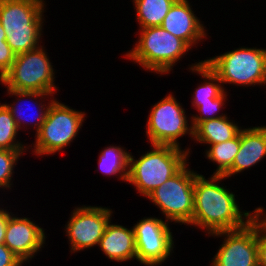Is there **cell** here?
Returning <instances> with one entry per match:
<instances>
[{
    "label": "cell",
    "instance_id": "cell-1",
    "mask_svg": "<svg viewBox=\"0 0 266 266\" xmlns=\"http://www.w3.org/2000/svg\"><path fill=\"white\" fill-rule=\"evenodd\" d=\"M224 178L214 174L209 180L199 174L195 177L194 213L190 225L205 228L208 234L242 228L254 217L252 212H240L235 195L216 183Z\"/></svg>",
    "mask_w": 266,
    "mask_h": 266
},
{
    "label": "cell",
    "instance_id": "cell-2",
    "mask_svg": "<svg viewBox=\"0 0 266 266\" xmlns=\"http://www.w3.org/2000/svg\"><path fill=\"white\" fill-rule=\"evenodd\" d=\"M54 70L45 51L38 46L16 55L9 71L0 80L9 94L22 98L49 96L56 90Z\"/></svg>",
    "mask_w": 266,
    "mask_h": 266
},
{
    "label": "cell",
    "instance_id": "cell-3",
    "mask_svg": "<svg viewBox=\"0 0 266 266\" xmlns=\"http://www.w3.org/2000/svg\"><path fill=\"white\" fill-rule=\"evenodd\" d=\"M44 0H0V23L7 43L18 55L38 47Z\"/></svg>",
    "mask_w": 266,
    "mask_h": 266
},
{
    "label": "cell",
    "instance_id": "cell-4",
    "mask_svg": "<svg viewBox=\"0 0 266 266\" xmlns=\"http://www.w3.org/2000/svg\"><path fill=\"white\" fill-rule=\"evenodd\" d=\"M153 150L134 160L129 154L127 182L134 184L138 192L148 196L154 189L175 175L187 162L188 149L171 145H152Z\"/></svg>",
    "mask_w": 266,
    "mask_h": 266
},
{
    "label": "cell",
    "instance_id": "cell-5",
    "mask_svg": "<svg viewBox=\"0 0 266 266\" xmlns=\"http://www.w3.org/2000/svg\"><path fill=\"white\" fill-rule=\"evenodd\" d=\"M135 48L126 54L144 68L156 73H169L172 66L190 50L182 39L175 37L162 26L142 28Z\"/></svg>",
    "mask_w": 266,
    "mask_h": 266
},
{
    "label": "cell",
    "instance_id": "cell-6",
    "mask_svg": "<svg viewBox=\"0 0 266 266\" xmlns=\"http://www.w3.org/2000/svg\"><path fill=\"white\" fill-rule=\"evenodd\" d=\"M222 83H266V49L239 48L203 61Z\"/></svg>",
    "mask_w": 266,
    "mask_h": 266
},
{
    "label": "cell",
    "instance_id": "cell-7",
    "mask_svg": "<svg viewBox=\"0 0 266 266\" xmlns=\"http://www.w3.org/2000/svg\"><path fill=\"white\" fill-rule=\"evenodd\" d=\"M187 163L148 196L165 214L166 222L190 224L194 213V182L198 175Z\"/></svg>",
    "mask_w": 266,
    "mask_h": 266
},
{
    "label": "cell",
    "instance_id": "cell-8",
    "mask_svg": "<svg viewBox=\"0 0 266 266\" xmlns=\"http://www.w3.org/2000/svg\"><path fill=\"white\" fill-rule=\"evenodd\" d=\"M46 120L36 132L33 152L38 155L54 154L67 146L76 137L82 126L85 113L51 100Z\"/></svg>",
    "mask_w": 266,
    "mask_h": 266
},
{
    "label": "cell",
    "instance_id": "cell-9",
    "mask_svg": "<svg viewBox=\"0 0 266 266\" xmlns=\"http://www.w3.org/2000/svg\"><path fill=\"white\" fill-rule=\"evenodd\" d=\"M186 119L185 110L172 94L163 98L153 106L147 121L146 134L151 144L180 148L178 138L187 133L193 137V127H188Z\"/></svg>",
    "mask_w": 266,
    "mask_h": 266
},
{
    "label": "cell",
    "instance_id": "cell-10",
    "mask_svg": "<svg viewBox=\"0 0 266 266\" xmlns=\"http://www.w3.org/2000/svg\"><path fill=\"white\" fill-rule=\"evenodd\" d=\"M136 259L148 266L160 265L173 250V237L168 224L158 218H144L133 227Z\"/></svg>",
    "mask_w": 266,
    "mask_h": 266
},
{
    "label": "cell",
    "instance_id": "cell-11",
    "mask_svg": "<svg viewBox=\"0 0 266 266\" xmlns=\"http://www.w3.org/2000/svg\"><path fill=\"white\" fill-rule=\"evenodd\" d=\"M211 235L227 237L211 266H258L257 221L254 217L242 228Z\"/></svg>",
    "mask_w": 266,
    "mask_h": 266
},
{
    "label": "cell",
    "instance_id": "cell-12",
    "mask_svg": "<svg viewBox=\"0 0 266 266\" xmlns=\"http://www.w3.org/2000/svg\"><path fill=\"white\" fill-rule=\"evenodd\" d=\"M111 210L103 207L84 206L75 208L65 231L71 250L77 251L99 245L105 228L110 221Z\"/></svg>",
    "mask_w": 266,
    "mask_h": 266
},
{
    "label": "cell",
    "instance_id": "cell-13",
    "mask_svg": "<svg viewBox=\"0 0 266 266\" xmlns=\"http://www.w3.org/2000/svg\"><path fill=\"white\" fill-rule=\"evenodd\" d=\"M44 230L28 218L8 217L4 244L24 263L43 247Z\"/></svg>",
    "mask_w": 266,
    "mask_h": 266
},
{
    "label": "cell",
    "instance_id": "cell-14",
    "mask_svg": "<svg viewBox=\"0 0 266 266\" xmlns=\"http://www.w3.org/2000/svg\"><path fill=\"white\" fill-rule=\"evenodd\" d=\"M161 26L190 47L206 36L203 24L194 15L188 0H176Z\"/></svg>",
    "mask_w": 266,
    "mask_h": 266
},
{
    "label": "cell",
    "instance_id": "cell-15",
    "mask_svg": "<svg viewBox=\"0 0 266 266\" xmlns=\"http://www.w3.org/2000/svg\"><path fill=\"white\" fill-rule=\"evenodd\" d=\"M266 156V126L253 127L240 130V148L235 156L232 166L223 174L231 175L240 173L257 164Z\"/></svg>",
    "mask_w": 266,
    "mask_h": 266
},
{
    "label": "cell",
    "instance_id": "cell-16",
    "mask_svg": "<svg viewBox=\"0 0 266 266\" xmlns=\"http://www.w3.org/2000/svg\"><path fill=\"white\" fill-rule=\"evenodd\" d=\"M110 223L109 221L98 245L103 253L118 262L136 258L134 229Z\"/></svg>",
    "mask_w": 266,
    "mask_h": 266
},
{
    "label": "cell",
    "instance_id": "cell-17",
    "mask_svg": "<svg viewBox=\"0 0 266 266\" xmlns=\"http://www.w3.org/2000/svg\"><path fill=\"white\" fill-rule=\"evenodd\" d=\"M240 130L241 128L230 122L224 114L222 117L200 122L193 129V137L201 144L203 142L213 145L233 139Z\"/></svg>",
    "mask_w": 266,
    "mask_h": 266
},
{
    "label": "cell",
    "instance_id": "cell-18",
    "mask_svg": "<svg viewBox=\"0 0 266 266\" xmlns=\"http://www.w3.org/2000/svg\"><path fill=\"white\" fill-rule=\"evenodd\" d=\"M176 0H133L141 28L161 26Z\"/></svg>",
    "mask_w": 266,
    "mask_h": 266
},
{
    "label": "cell",
    "instance_id": "cell-19",
    "mask_svg": "<svg viewBox=\"0 0 266 266\" xmlns=\"http://www.w3.org/2000/svg\"><path fill=\"white\" fill-rule=\"evenodd\" d=\"M191 70L201 74L206 81L210 80L209 82H205V84L203 83L195 90V95L193 96L194 101L192 103L193 106H196L198 103L213 101L225 93L224 88L218 84V82L222 83L221 80L203 61L197 63L196 65L194 64V66L191 67Z\"/></svg>",
    "mask_w": 266,
    "mask_h": 266
},
{
    "label": "cell",
    "instance_id": "cell-20",
    "mask_svg": "<svg viewBox=\"0 0 266 266\" xmlns=\"http://www.w3.org/2000/svg\"><path fill=\"white\" fill-rule=\"evenodd\" d=\"M129 166V153L119 146L105 148L99 156V168L105 175L120 173V179L127 181Z\"/></svg>",
    "mask_w": 266,
    "mask_h": 266
},
{
    "label": "cell",
    "instance_id": "cell-21",
    "mask_svg": "<svg viewBox=\"0 0 266 266\" xmlns=\"http://www.w3.org/2000/svg\"><path fill=\"white\" fill-rule=\"evenodd\" d=\"M240 148V132L230 140L211 145L206 155L218 164L214 175H223L233 164Z\"/></svg>",
    "mask_w": 266,
    "mask_h": 266
},
{
    "label": "cell",
    "instance_id": "cell-22",
    "mask_svg": "<svg viewBox=\"0 0 266 266\" xmlns=\"http://www.w3.org/2000/svg\"><path fill=\"white\" fill-rule=\"evenodd\" d=\"M17 133L18 128L11 112L5 104H0V149L24 150L26 147L21 143L14 141Z\"/></svg>",
    "mask_w": 266,
    "mask_h": 266
},
{
    "label": "cell",
    "instance_id": "cell-23",
    "mask_svg": "<svg viewBox=\"0 0 266 266\" xmlns=\"http://www.w3.org/2000/svg\"><path fill=\"white\" fill-rule=\"evenodd\" d=\"M23 150L0 149V187L10 188V180L16 161L22 155Z\"/></svg>",
    "mask_w": 266,
    "mask_h": 266
},
{
    "label": "cell",
    "instance_id": "cell-24",
    "mask_svg": "<svg viewBox=\"0 0 266 266\" xmlns=\"http://www.w3.org/2000/svg\"><path fill=\"white\" fill-rule=\"evenodd\" d=\"M226 92L225 94L223 93L221 96H219L218 98L214 99L213 101L210 102H206V103H198L195 107L196 109L201 113L200 116H193L192 117V124L191 126L193 127V129L200 123L203 122L205 120H209V119H216L219 117H222V115H217L214 116L213 114L215 112H218V110H220V108H222L221 106H224V101L226 99ZM208 116H206V115ZM211 116H210V115Z\"/></svg>",
    "mask_w": 266,
    "mask_h": 266
},
{
    "label": "cell",
    "instance_id": "cell-25",
    "mask_svg": "<svg viewBox=\"0 0 266 266\" xmlns=\"http://www.w3.org/2000/svg\"><path fill=\"white\" fill-rule=\"evenodd\" d=\"M6 32L0 23V80L11 68L16 54L8 45Z\"/></svg>",
    "mask_w": 266,
    "mask_h": 266
},
{
    "label": "cell",
    "instance_id": "cell-26",
    "mask_svg": "<svg viewBox=\"0 0 266 266\" xmlns=\"http://www.w3.org/2000/svg\"><path fill=\"white\" fill-rule=\"evenodd\" d=\"M5 105H6V107L9 109V111L11 112V115L13 116V118H14V120H15V123H16V126H17V128H18V130L21 128V120L20 119H22L23 117L21 116L20 117V112L19 111H21L22 109H18V108H16L17 106H13V104L12 105H9V104H6L5 103ZM43 106H45V105H42L41 104V107H40V111L41 110H43V111H39V113L40 114H38V116L37 117H35V118H37L36 120H37V122L36 123H34V126H36L37 127V129H36V131H38L39 129H40V127L42 126V124L44 123V121L46 120V116H47V113H48V110H49V106H45V108L43 107ZM45 110V111H44ZM23 113V112H22ZM20 114V115H19ZM25 117V116H24ZM28 119H27V121L28 122H30V121H32V118L31 119H29L30 117L28 116L27 117ZM25 118H23V120H24ZM26 120V119H25ZM24 120V121H25Z\"/></svg>",
    "mask_w": 266,
    "mask_h": 266
},
{
    "label": "cell",
    "instance_id": "cell-27",
    "mask_svg": "<svg viewBox=\"0 0 266 266\" xmlns=\"http://www.w3.org/2000/svg\"><path fill=\"white\" fill-rule=\"evenodd\" d=\"M257 259L258 266H266V232L257 222Z\"/></svg>",
    "mask_w": 266,
    "mask_h": 266
},
{
    "label": "cell",
    "instance_id": "cell-28",
    "mask_svg": "<svg viewBox=\"0 0 266 266\" xmlns=\"http://www.w3.org/2000/svg\"><path fill=\"white\" fill-rule=\"evenodd\" d=\"M23 262L5 245L0 244V266H22Z\"/></svg>",
    "mask_w": 266,
    "mask_h": 266
},
{
    "label": "cell",
    "instance_id": "cell-29",
    "mask_svg": "<svg viewBox=\"0 0 266 266\" xmlns=\"http://www.w3.org/2000/svg\"><path fill=\"white\" fill-rule=\"evenodd\" d=\"M10 213L4 209H0V244H4L5 233L8 225V217Z\"/></svg>",
    "mask_w": 266,
    "mask_h": 266
},
{
    "label": "cell",
    "instance_id": "cell-30",
    "mask_svg": "<svg viewBox=\"0 0 266 266\" xmlns=\"http://www.w3.org/2000/svg\"><path fill=\"white\" fill-rule=\"evenodd\" d=\"M254 218L259 223L260 227L266 232V216L264 219L261 218V214H263V208L259 207L253 211ZM262 219V220H261Z\"/></svg>",
    "mask_w": 266,
    "mask_h": 266
}]
</instances>
